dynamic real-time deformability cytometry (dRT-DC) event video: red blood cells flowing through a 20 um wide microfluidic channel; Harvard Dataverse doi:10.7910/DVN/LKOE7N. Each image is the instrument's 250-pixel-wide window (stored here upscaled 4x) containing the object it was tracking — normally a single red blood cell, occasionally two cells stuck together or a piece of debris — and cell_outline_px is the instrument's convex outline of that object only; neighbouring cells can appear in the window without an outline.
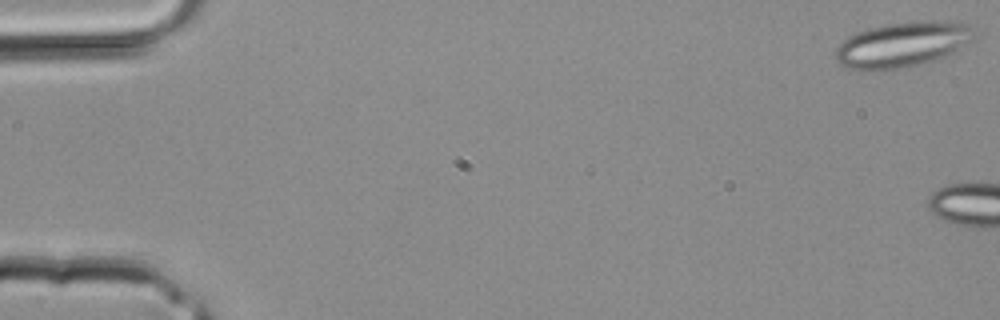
{"species": "common noctule bat (a hibernating species)", "species_latin": "Nyctalus noctula", "temperature_condition": "room temperature", "stored_images_in_passage": 3, "camera_frame_rate_fps": 3000, "um_per_image_px": 0.085, "animal": {"sex": "male", "body_mass_g": 20.4}, "frame": {"image": 1, "passage_image": 1, "time_ms": 0.0, "image_size_px": [1000, 320], "cell_outline_px": [[976, 40], [944, 56], [924, 64], [908, 68], [872, 72], [852, 68], [840, 64], [836, 60], [836, 48], [848, 36], [856, 32], [884, 24], [928, 20], [956, 20], [968, 24], [976, 28]], "centroid_in_image_um": [76.79, 3.78], "position_along_channel_um": 8.2, "area_um2": 37.51}}